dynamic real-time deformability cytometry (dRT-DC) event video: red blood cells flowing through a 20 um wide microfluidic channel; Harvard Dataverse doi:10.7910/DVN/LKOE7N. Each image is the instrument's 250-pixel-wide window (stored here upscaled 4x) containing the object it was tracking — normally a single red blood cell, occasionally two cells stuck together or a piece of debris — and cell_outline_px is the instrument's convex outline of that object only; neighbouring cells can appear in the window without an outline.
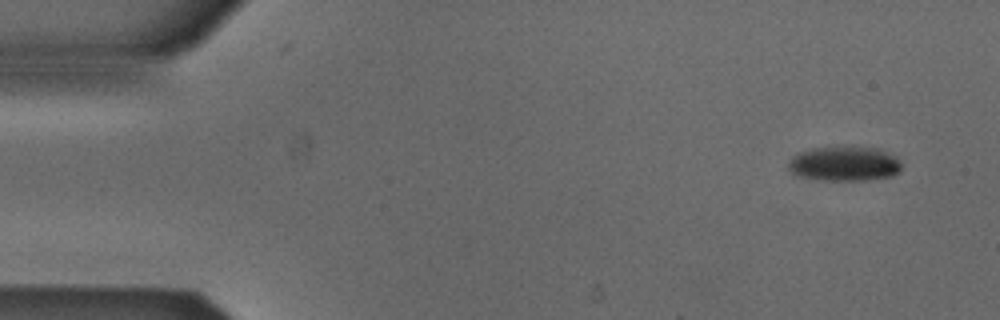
{"species": "Egyptian fruit bat (a non-hibernating species)", "species_latin": "Rousettus aegyptiacus", "temperature_condition": "cold", "stored_images_in_passage": 4, "camera_frame_rate_fps": 3000, "um_per_image_px": 0.085, "animal": {"sex": "male"}, "frame": {"image": 1, "passage_image": 1, "time_ms": 0.0, "image_size_px": [1000, 320], "cell_outline_px": [[900, 168], [892, 176], [868, 180], [820, 180], [800, 176], [792, 172], [788, 168], [788, 160], [796, 152], [812, 148], [876, 148], [896, 156], [900, 164]], "centroid_in_image_um": [71.72, 13.93], "position_along_channel_um": 13.3, "area_um2": 22.54}}
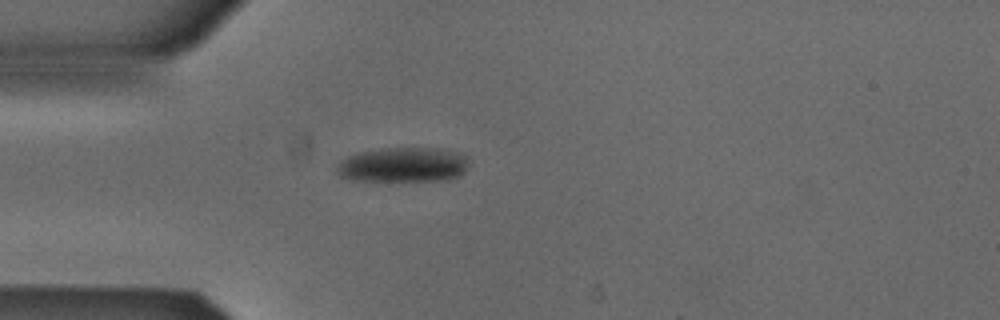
{"frame": {"image": 2, "passage_image": 4, "time_ms": 1.0, "image_size_px": [1000, 320], "cell_outline_px": [[468, 164], [464, 172], [460, 176], [444, 180], [360, 180], [340, 176], [336, 172], [336, 168], [340, 160], [348, 156], [360, 152], [388, 148], [436, 148], [456, 152], [468, 156]], "centroid_in_image_um": [34.29, 14.0], "position_along_channel_um": 50.7, "area_um2": 26.53}}